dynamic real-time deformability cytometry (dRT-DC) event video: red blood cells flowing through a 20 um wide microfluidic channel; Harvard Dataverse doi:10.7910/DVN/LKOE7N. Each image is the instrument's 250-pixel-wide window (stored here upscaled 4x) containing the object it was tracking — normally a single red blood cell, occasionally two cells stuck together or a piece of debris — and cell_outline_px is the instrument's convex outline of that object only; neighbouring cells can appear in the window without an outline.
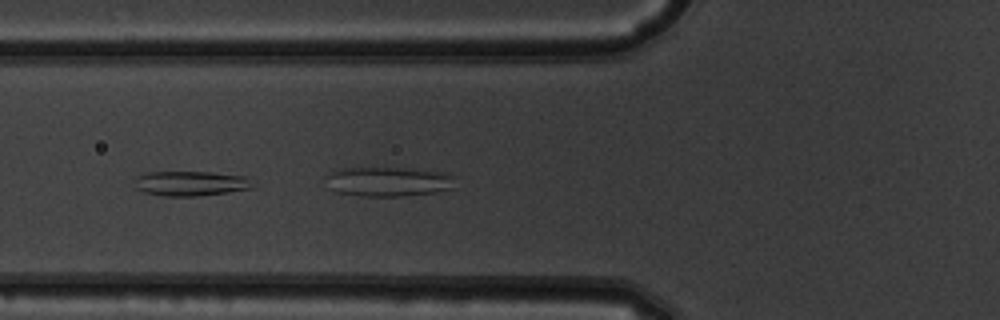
{"species": "common noctule bat (a hibernating species)", "species_latin": "Nyctalus noctula", "temperature_condition": "warm", "stored_images_in_passage": 11, "camera_frame_rate_fps": 3000, "um_per_image_px": 0.085, "animal": {"sex": "male", "body_mass_g": 19.5, "forearm_length_mm": 54.6}, "frame": {"image": 1, "passage_image": 7, "time_ms": 2.0, "image_size_px": [1000, 320], "cell_outline_px": [[252, 188], [228, 192], [196, 196], [164, 196], [144, 192], [136, 188], [136, 176], [148, 172], [212, 172], [244, 176], [248, 180]], "centroid_in_image_um": [16.16, 15.59], "position_along_channel_um": 109.6, "area_um2": 16.82}}